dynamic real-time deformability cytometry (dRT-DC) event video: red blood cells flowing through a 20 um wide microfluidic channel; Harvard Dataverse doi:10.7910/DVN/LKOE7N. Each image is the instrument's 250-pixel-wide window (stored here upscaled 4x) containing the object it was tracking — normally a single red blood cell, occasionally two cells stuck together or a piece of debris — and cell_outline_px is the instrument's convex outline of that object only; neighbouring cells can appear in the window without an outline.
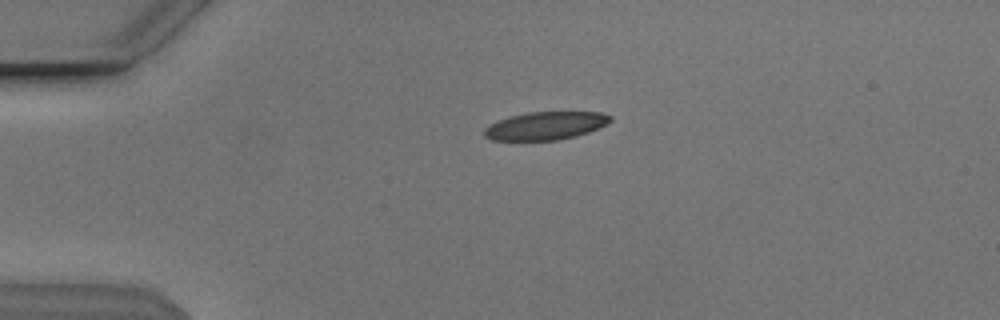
{"species": "Egyptian fruit bat (a non-hibernating species)", "species_latin": "Rousettus aegyptiacus", "temperature_condition": "cold", "stored_images_in_passage": 43, "camera_frame_rate_fps": 3000, "um_per_image_px": 0.085, "animal": {"sex": "male"}, "frame": {"image": 1, "passage_image": 2, "time_ms": 0.333, "image_size_px": [1000, 320], "cell_outline_px": [[612, 120], [608, 124], [588, 132], [576, 136], [556, 140], [492, 140], [484, 136], [484, 128], [488, 124], [508, 116], [528, 112], [600, 112], [612, 116]], "centroid_in_image_um": [46.36, 10.68], "position_along_channel_um": 38.6, "area_um2": 20.69}}
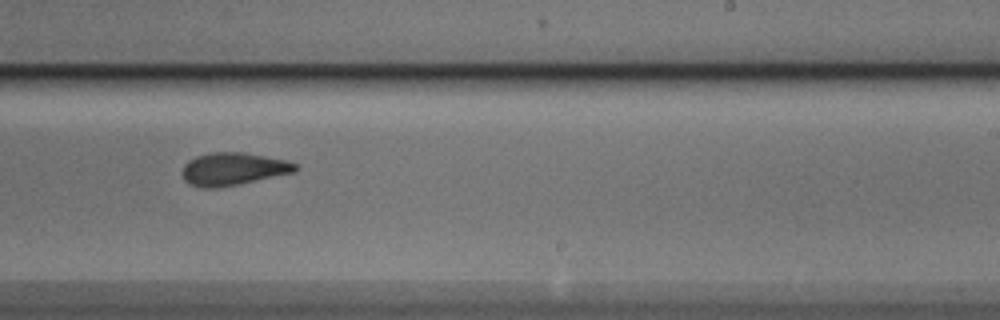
{"frame": {"image": 2, "passage_image": 23, "time_ms": 7.333, "image_size_px": [1000, 320], "cell_outline_px": [[300, 168], [296, 172], [240, 184], [216, 188], [200, 188], [188, 184], [184, 180], [184, 164], [188, 160], [196, 156], [212, 152], [244, 152], [284, 160], [296, 164]], "centroid_in_image_um": [19.82, 14.37], "position_along_channel_um": 269.2, "area_um2": 21.62}}
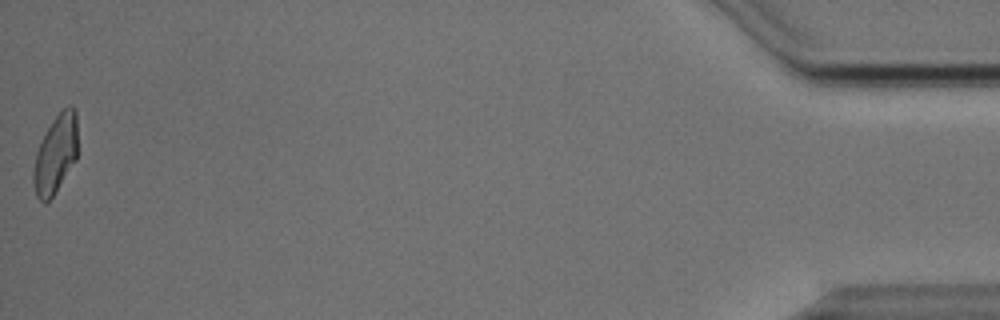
{"frame": {"image": 3, "passage_image": 43, "time_ms": 14.0, "image_size_px": [1000, 320], "cell_outline_px": [[76, 160], [52, 196], [44, 204], [36, 196], [32, 180], [32, 172], [36, 152], [52, 120], [68, 104], [72, 104], [76, 108]], "centroid_in_image_um": [4.71, 13.1], "position_along_channel_um": 430.5, "area_um2": 20.0}, "authors_computed_cell_mechanics": {"area_um2": 21.386, "velocity_mm_per_s": 3.8344, "shape_relaxation_time_tau1_ms": 4.0093, "shape_relaxation_time_tau2_ms": 2.2172, "deformation_change_tau1": 0.1251, "deformation_change_tau2": 0.1032}}